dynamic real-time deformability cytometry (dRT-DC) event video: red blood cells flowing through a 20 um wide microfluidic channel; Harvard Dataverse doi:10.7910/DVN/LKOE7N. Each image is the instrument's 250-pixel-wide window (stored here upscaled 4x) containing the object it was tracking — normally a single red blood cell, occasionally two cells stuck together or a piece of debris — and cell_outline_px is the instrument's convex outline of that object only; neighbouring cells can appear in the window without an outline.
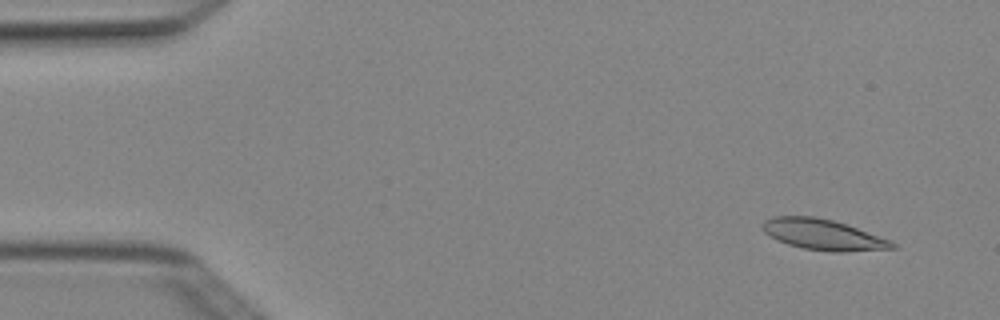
{"species": "Egyptian fruit bat (a non-hibernating species)", "species_latin": "Rousettus aegyptiacus", "temperature_condition": "cold", "stored_images_in_passage": 3, "camera_frame_rate_fps": 3000, "um_per_image_px": 0.085, "animal": {"sex": "female"}, "frame": {"image": 1, "passage_image": 1, "time_ms": 0.0, "image_size_px": [1000, 320], "cell_outline_px": [[896, 248], [840, 252], [832, 252], [804, 248], [788, 244], [776, 240], [764, 232], [760, 228], [764, 220], [772, 216], [816, 216], [832, 220], [856, 228], [888, 240], [896, 244]], "centroid_in_image_um": [69.87, 19.93], "position_along_channel_um": 15.1, "area_um2": 22.95}}